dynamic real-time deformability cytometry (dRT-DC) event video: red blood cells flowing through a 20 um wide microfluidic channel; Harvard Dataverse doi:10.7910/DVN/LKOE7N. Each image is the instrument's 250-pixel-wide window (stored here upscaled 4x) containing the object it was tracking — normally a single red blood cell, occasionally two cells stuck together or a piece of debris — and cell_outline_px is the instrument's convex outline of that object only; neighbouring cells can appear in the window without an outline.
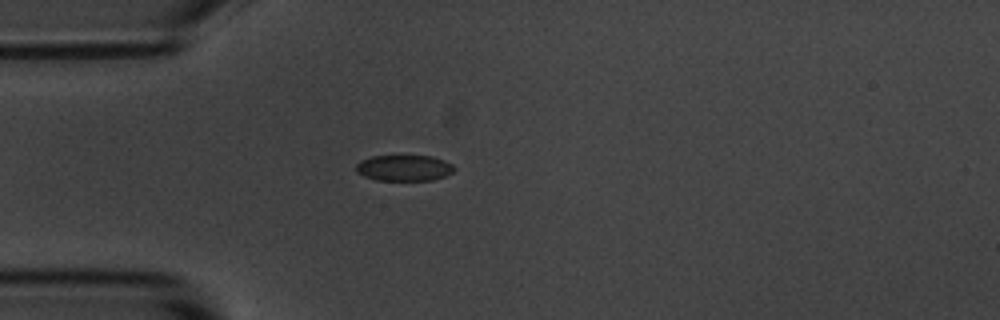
{"species": "common noctule bat (a hibernating species)", "species_latin": "Nyctalus noctula", "temperature_condition": "room temperature", "stored_images_in_passage": 4, "camera_frame_rate_fps": 3000, "um_per_image_px": 0.085, "animal": {"sex": "male", "body_mass_g": 20.1, "forearm_length_mm": 53.5}, "frame": {"image": 1, "passage_image": 3, "time_ms": 3.333, "image_size_px": [1000, 320], "cell_outline_px": [[456, 168], [452, 172], [444, 176], [432, 180], [376, 180], [364, 176], [356, 172], [356, 164], [360, 160], [372, 156], [432, 156], [444, 160], [452, 164]], "centroid_in_image_um": [34.33, 14.27], "position_along_channel_um": 50.7, "area_um2": 14.85}}